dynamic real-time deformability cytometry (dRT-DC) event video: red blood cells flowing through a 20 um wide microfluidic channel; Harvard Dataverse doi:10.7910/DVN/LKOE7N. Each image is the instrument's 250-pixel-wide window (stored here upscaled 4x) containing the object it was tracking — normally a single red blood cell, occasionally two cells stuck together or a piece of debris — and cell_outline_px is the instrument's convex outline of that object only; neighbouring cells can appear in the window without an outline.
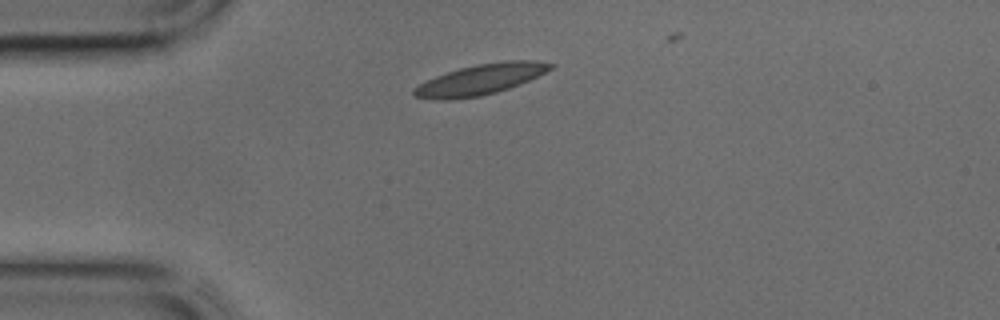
{"species": "common noctule bat (a hibernating species)", "species_latin": "Nyctalus noctula", "temperature_condition": "cold", "stored_images_in_passage": 9, "camera_frame_rate_fps": 3000, "um_per_image_px": 0.085, "animal": {"sex": "male", "body_mass_g": 17.9, "forearm_length_mm": 54.2}, "frame": {"image": 1, "passage_image": 1, "time_ms": 0.0, "image_size_px": [1000, 320], "cell_outline_px": [[556, 64], [552, 68], [520, 84], [496, 92], [480, 96], [448, 100], [436, 100], [416, 96], [412, 92], [412, 88], [436, 76], [460, 68], [476, 64], [504, 60], [536, 60]], "centroid_in_image_um": [40.85, 6.75], "position_along_channel_um": 44.2, "area_um2": 24.1}}